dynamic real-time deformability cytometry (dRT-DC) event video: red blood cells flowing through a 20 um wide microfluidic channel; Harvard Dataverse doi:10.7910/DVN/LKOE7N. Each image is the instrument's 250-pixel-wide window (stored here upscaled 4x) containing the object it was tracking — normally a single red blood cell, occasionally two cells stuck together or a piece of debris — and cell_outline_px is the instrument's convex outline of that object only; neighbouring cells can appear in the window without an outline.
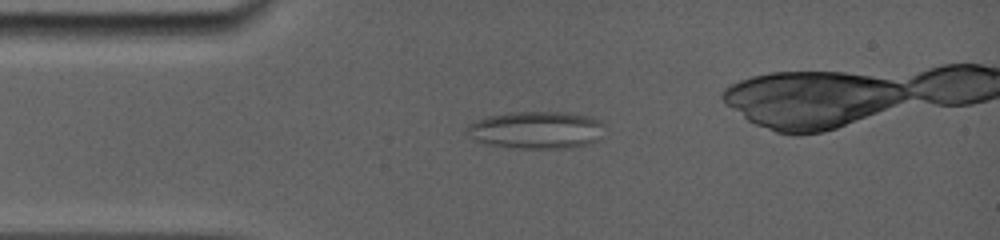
{"species": "common noctule bat (a hibernating species)", "species_latin": "Nyctalus noctula", "temperature_condition": "room temperature", "stored_images_in_passage": 26, "camera_frame_rate_fps": 5000, "um_per_image_px": 0.085, "animal": {"sex": "female", "body_mass_g": 19.0, "forearm_length_mm": 56.7}, "frame": {"image": 1, "passage_image": 5, "time_ms": 3.2, "image_size_px": [1000, 240], "cell_outline_px": [[604, 124], [600, 140], [588, 144], [572, 148], [508, 148], [484, 144], [476, 140], [464, 132], [464, 128], [468, 124], [476, 120], [488, 116], [508, 112], [568, 112], [588, 116], [604, 120]], "centroid_in_image_um": [45.59, 11.05], "position_along_channel_um": 39.4, "area_um2": 30.69}}
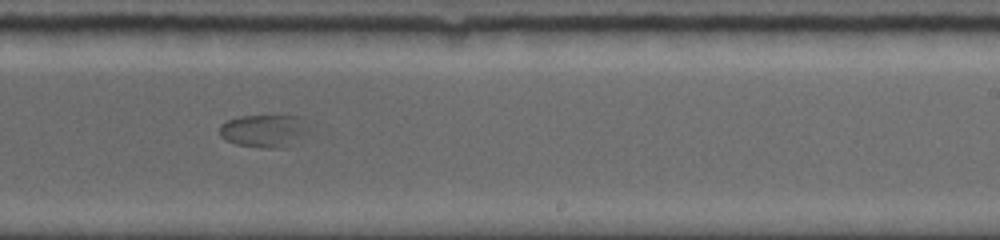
{"frame": {"image": 2, "passage_image": 17, "time_ms": 9.8, "image_size_px": [1000, 240], "cell_outline_px": [[304, 132], [284, 148], [260, 148], [236, 144], [224, 140], [220, 136], [220, 124], [228, 120], [240, 116], [300, 116], [304, 120]], "centroid_in_image_um": [22.32, 11.12], "position_along_channel_um": 266.7, "area_um2": 16.53}}
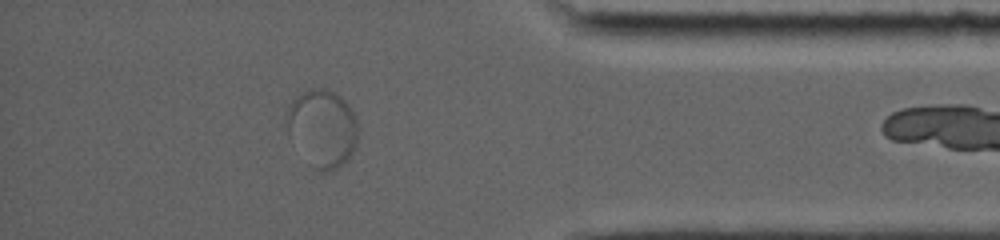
{"frame": {"image": 3, "passage_image": 24, "time_ms": 14.0, "image_size_px": [1000, 240], "cell_outline_px": [[356, 148], [332, 172], [312, 172], [288, 132], [288, 104], [296, 96], [308, 88], [324, 88], [336, 92], [348, 104], [356, 116]], "centroid_in_image_um": [27.39, 10.91], "position_along_channel_um": 407.8, "area_um2": 32.37}}